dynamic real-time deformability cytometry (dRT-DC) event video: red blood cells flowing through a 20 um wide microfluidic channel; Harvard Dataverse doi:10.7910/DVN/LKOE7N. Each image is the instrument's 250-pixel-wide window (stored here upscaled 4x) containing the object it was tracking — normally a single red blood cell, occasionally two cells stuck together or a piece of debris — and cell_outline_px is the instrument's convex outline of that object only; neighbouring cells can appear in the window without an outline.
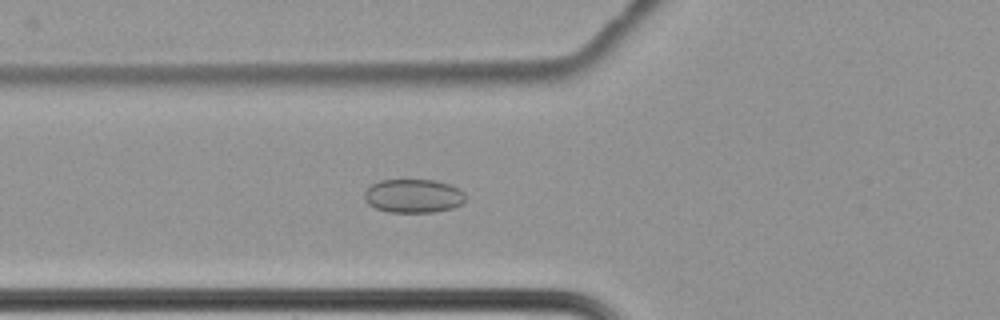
{"species": "common noctule bat (a hibernating species)", "species_latin": "Nyctalus noctula", "temperature_condition": "cold", "stored_images_in_passage": 63, "camera_frame_rate_fps": 3000, "um_per_image_px": 0.085, "animal": {"sex": "female", "body_mass_g": 22.7, "forearm_length_mm": 54.2}, "frame": {"image": 1, "passage_image": 25, "time_ms": 8.0, "image_size_px": [1000, 320], "cell_outline_px": [[464, 204], [452, 208], [432, 212], [388, 212], [376, 208], [368, 204], [364, 200], [364, 192], [372, 184], [380, 180], [436, 180], [448, 184], [464, 192]], "centroid_in_image_um": [35.12, 16.66], "position_along_channel_um": 90.7, "area_um2": 19.83}}
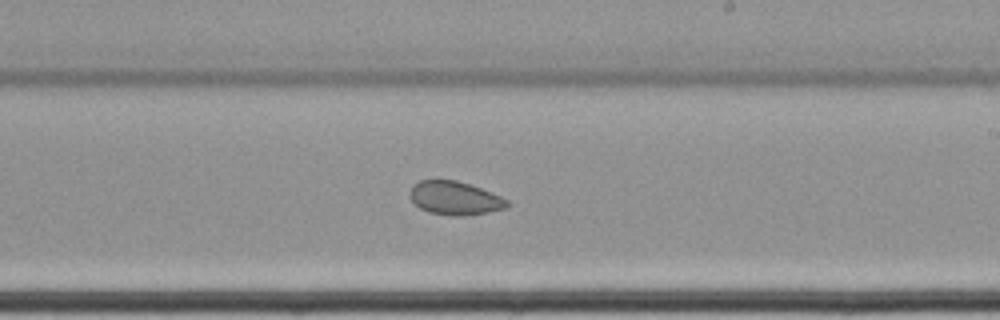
{"frame": {"image": 2, "passage_image": 39, "time_ms": 12.667, "image_size_px": [1000, 320], "cell_outline_px": [[508, 208], [488, 212], [464, 216], [456, 216], [428, 212], [420, 208], [412, 200], [408, 192], [412, 184], [420, 180], [456, 180], [480, 188], [500, 196], [508, 200]], "centroid_in_image_um": [38.64, 16.84], "position_along_channel_um": 250.4, "area_um2": 18.96}}
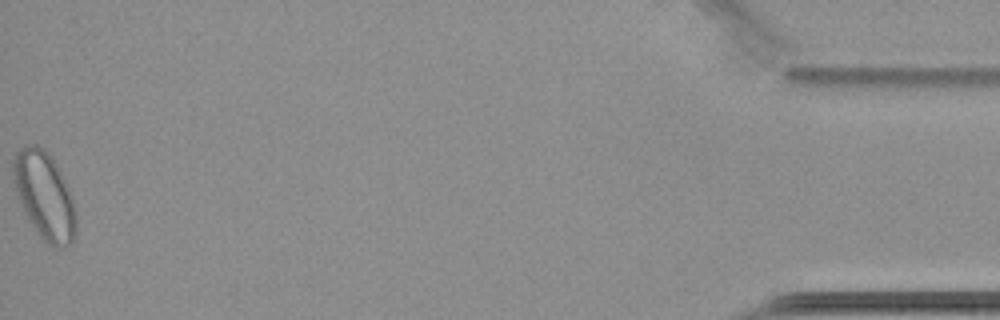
{"frame": {"image": 3, "passage_image": 63, "time_ms": 20.667, "image_size_px": [1000, 320], "cell_outline_px": [[76, 232], [72, 240], [68, 244], [60, 248], [56, 248], [48, 244], [36, 232], [24, 212], [12, 180], [12, 160], [16, 152], [20, 148], [28, 144], [36, 144], [44, 148], [56, 164], [72, 196], [76, 212]], "centroid_in_image_um": [3.76, 16.61], "position_along_channel_um": 431.4, "area_um2": 32.02}, "authors_computed_cell_mechanics": {"area_um2": 22.7732, "velocity_mm_per_s": 3.4292, "shape_relaxation_time_tau1_ms": null, "shape_relaxation_time_tau2_ms": 4.6006, "deformation_change_tau1": null, "deformation_change_tau2": 0.0714}}